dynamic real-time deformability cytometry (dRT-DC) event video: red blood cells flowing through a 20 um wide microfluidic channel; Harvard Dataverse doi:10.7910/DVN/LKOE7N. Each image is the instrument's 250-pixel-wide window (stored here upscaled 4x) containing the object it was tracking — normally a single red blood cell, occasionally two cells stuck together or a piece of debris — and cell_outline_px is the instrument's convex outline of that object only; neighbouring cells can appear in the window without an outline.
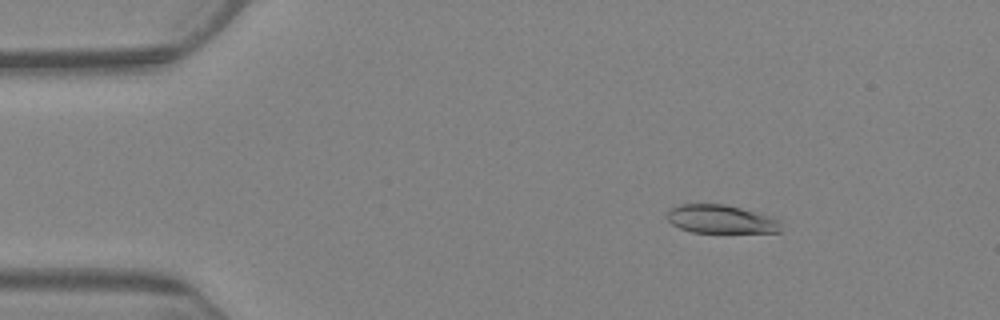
{"species": "Egyptian fruit bat (a non-hibernating species)", "species_latin": "Rousettus aegyptiacus", "temperature_condition": "warm", "stored_images_in_passage": 7, "camera_frame_rate_fps": 3000, "um_per_image_px": 0.085, "animal": {"sex": "female"}, "frame": {"image": 1, "passage_image": 3, "time_ms": 2.333, "image_size_px": [1000, 320], "cell_outline_px": [[780, 232], [692, 232], [680, 228], [672, 224], [664, 216], [672, 208], [680, 204], [724, 204], [776, 216], [780, 220]], "centroid_in_image_um": [61.31, 18.62], "position_along_channel_um": 23.7, "area_um2": 19.02}}